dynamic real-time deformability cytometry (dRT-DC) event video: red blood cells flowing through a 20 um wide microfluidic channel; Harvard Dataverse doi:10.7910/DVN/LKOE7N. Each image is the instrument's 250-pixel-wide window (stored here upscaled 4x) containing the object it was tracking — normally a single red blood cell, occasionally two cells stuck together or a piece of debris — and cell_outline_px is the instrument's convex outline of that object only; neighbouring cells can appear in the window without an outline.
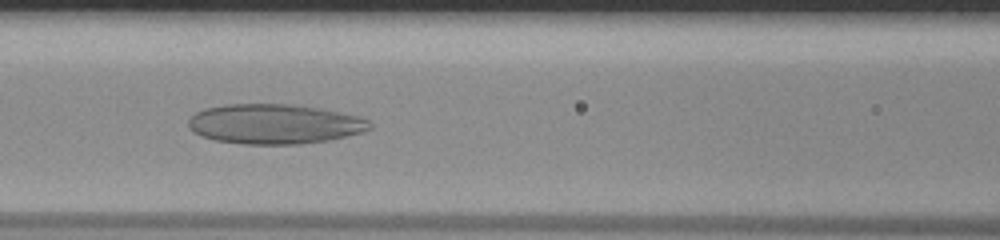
{"species": "human", "species_latin": "Homo sapiens", "temperature_condition": "room temperature", "stored_images_in_passage": 36, "camera_frame_rate_fps": 3000, "um_per_image_px": 0.085, "donor": {"sex": "male"}, "frame": {"image": 1, "passage_image": 7, "time_ms": 2.0, "image_size_px": [1000, 240], "cell_outline_px": [[372, 128], [364, 132], [328, 140], [300, 144], [244, 144], [216, 140], [200, 136], [192, 132], [188, 128], [188, 120], [196, 112], [204, 108], [228, 104], [288, 104], [320, 108], [356, 116], [368, 120], [372, 124]], "centroid_in_image_um": [23.3, 10.54], "position_along_channel_um": 143.3, "area_um2": 42.14}}
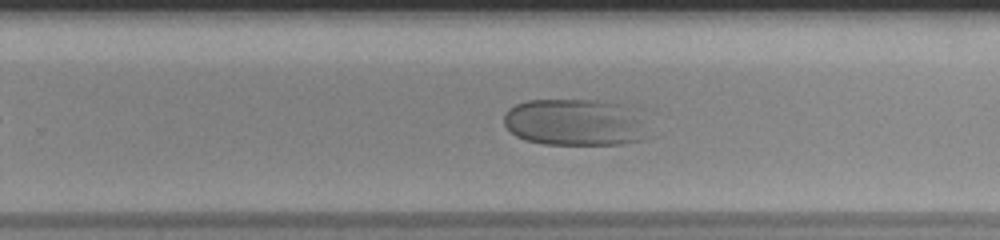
{"frame": {"image": 2, "passage_image": 18, "time_ms": 5.667, "image_size_px": [1000, 240], "cell_outline_px": [[648, 136], [644, 140], [624, 144], [544, 144], [524, 140], [516, 136], [504, 124], [504, 112], [508, 108], [516, 104], [528, 100], [600, 100], [616, 104], [636, 116]], "centroid_in_image_um": [48.75, 10.42], "position_along_channel_um": 281.1, "area_um2": 38.73}}
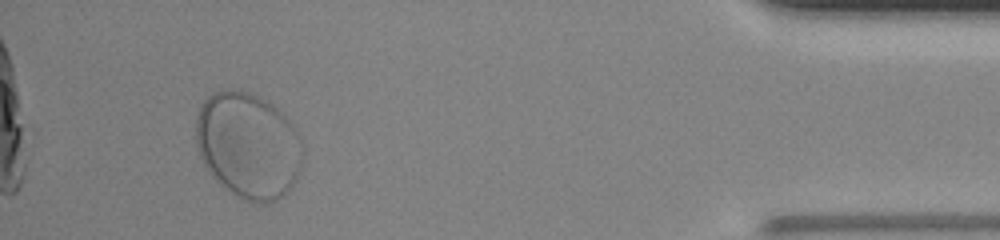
{"frame": {"image": 3, "passage_image": 33, "time_ms": 10.667, "image_size_px": [1000, 240], "cell_outline_px": [[304, 152], [300, 168], [296, 180], [276, 200], [268, 204], [252, 204], [236, 196], [224, 188], [208, 172], [196, 148], [196, 120], [200, 104], [212, 92], [228, 88], [248, 92], [268, 100], [292, 124], [300, 136], [304, 144]], "centroid_in_image_um": [21.08, 12.36], "position_along_channel_um": 414.1, "area_um2": 66.82}}